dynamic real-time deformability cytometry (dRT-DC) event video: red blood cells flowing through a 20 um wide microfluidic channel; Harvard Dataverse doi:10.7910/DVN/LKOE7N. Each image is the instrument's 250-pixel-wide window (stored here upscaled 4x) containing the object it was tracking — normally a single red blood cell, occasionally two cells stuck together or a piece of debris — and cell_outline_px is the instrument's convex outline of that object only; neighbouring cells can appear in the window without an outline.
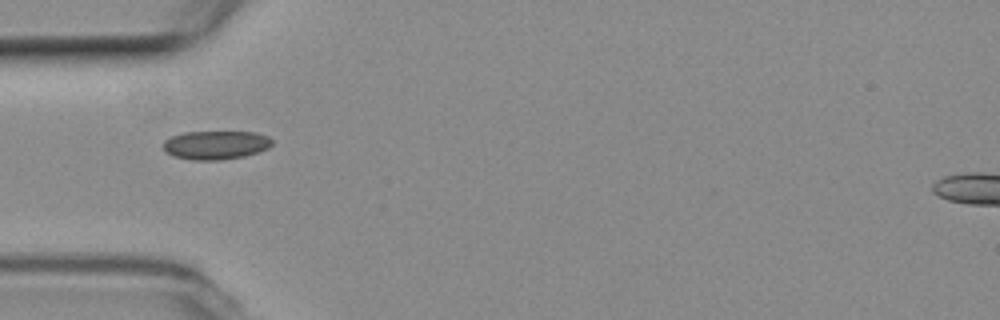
{"species": "common noctule bat (a hibernating species)", "species_latin": "Nyctalus noctula", "temperature_condition": "room temperature", "stored_images_in_passage": 5, "camera_frame_rate_fps": 3000, "um_per_image_px": 0.085, "animal": {"sex": "female", "body_mass_g": 19.3, "forearm_length_mm": 54.1}, "frame": {"image": 1, "passage_image": 2, "time_ms": 0.333, "image_size_px": [1000, 320], "cell_outline_px": [[272, 144], [268, 148], [244, 156], [220, 160], [192, 160], [172, 156], [164, 152], [164, 140], [172, 136], [184, 132], [256, 132], [268, 136], [272, 140]], "centroid_in_image_um": [18.31, 12.33], "position_along_channel_um": 66.7, "area_um2": 18.21}}
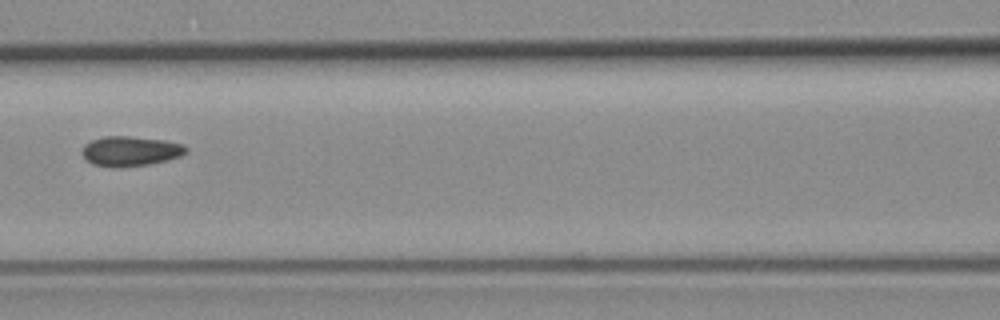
{"frame": {"image": 2, "passage_image": 4, "time_ms": 1.0, "image_size_px": [1000, 320], "cell_outline_px": [[188, 152], [180, 156], [168, 160], [148, 164], [112, 168], [92, 164], [80, 152], [84, 144], [92, 140], [104, 136], [128, 136], [164, 140], [184, 144], [188, 148]], "centroid_in_image_um": [11.09, 12.84], "position_along_channel_um": 155.5, "area_um2": 18.21}}
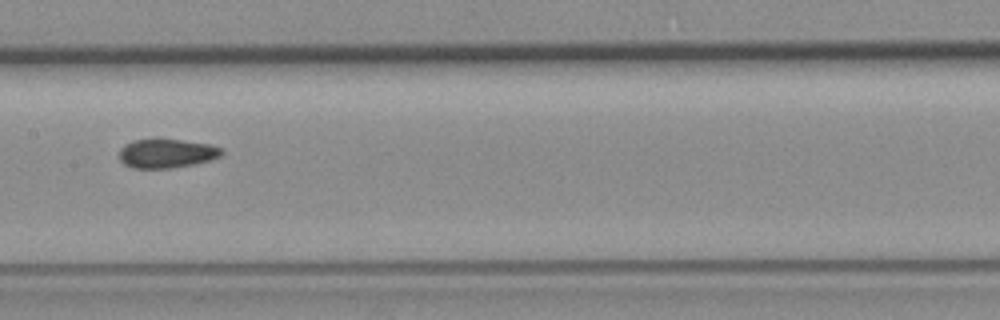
{"frame": {"image": 3, "passage_image": 5, "time_ms": 1.333, "image_size_px": [1000, 320], "cell_outline_px": [[224, 152], [220, 156], [196, 164], [172, 168], [132, 168], [124, 164], [120, 160], [120, 148], [124, 144], [132, 140], [180, 140], [208, 144], [220, 148]], "centroid_in_image_um": [14.13, 13.05], "position_along_channel_um": 193.3, "area_um2": 17.11}}